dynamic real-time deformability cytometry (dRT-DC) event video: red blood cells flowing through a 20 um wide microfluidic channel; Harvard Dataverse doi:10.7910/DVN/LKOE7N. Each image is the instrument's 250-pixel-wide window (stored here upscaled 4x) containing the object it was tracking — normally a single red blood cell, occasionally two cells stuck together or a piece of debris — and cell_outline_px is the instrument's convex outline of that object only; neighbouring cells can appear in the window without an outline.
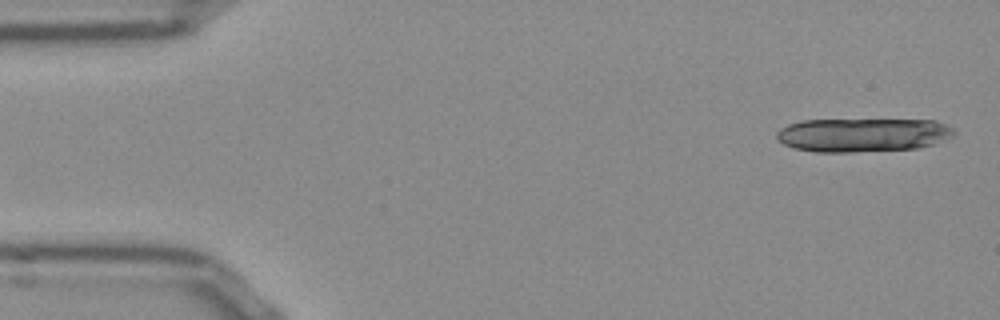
{"species": "Egyptian fruit bat (a non-hibernating species)", "species_latin": "Rousettus aegyptiacus", "temperature_condition": "room temperature", "stored_images_in_passage": 12, "camera_frame_rate_fps": 3000, "um_per_image_px": 0.085, "frame": {"image": 1, "passage_image": 1, "time_ms": 0.0, "image_size_px": [1000, 320], "cell_outline_px": [[956, 132], [952, 136], [932, 144], [920, 148], [852, 152], [816, 152], [796, 148], [784, 144], [776, 136], [776, 132], [780, 128], [788, 124], [804, 120], [936, 120], [952, 128]], "centroid_in_image_um": [73.33, 11.46], "position_along_channel_um": 11.7, "area_um2": 34.74}}